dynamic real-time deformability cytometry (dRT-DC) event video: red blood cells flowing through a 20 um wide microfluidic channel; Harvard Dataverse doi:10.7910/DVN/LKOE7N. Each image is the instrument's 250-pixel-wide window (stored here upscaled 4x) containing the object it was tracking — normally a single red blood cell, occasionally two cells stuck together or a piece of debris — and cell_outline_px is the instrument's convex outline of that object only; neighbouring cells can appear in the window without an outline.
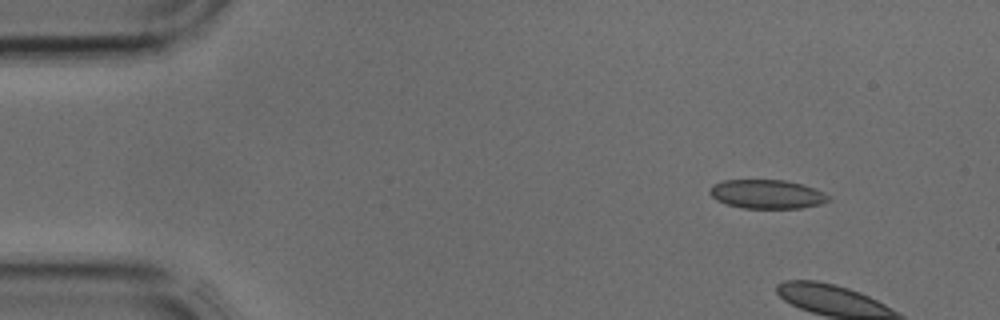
{"species": "common noctule bat (a hibernating species)", "species_latin": "Nyctalus noctula", "temperature_condition": "cold", "stored_images_in_passage": 4, "camera_frame_rate_fps": 3000, "um_per_image_px": 0.085, "animal": {"sex": "male", "body_mass_g": 17.9, "forearm_length_mm": 54.2}, "frame": {"image": 1, "passage_image": 2, "time_ms": 0.333, "image_size_px": [1000, 320], "cell_outline_px": [[832, 200], [820, 204], [800, 208], [744, 208], [728, 204], [716, 200], [708, 192], [708, 188], [712, 184], [724, 180], [784, 180], [804, 184], [824, 192], [832, 196]], "centroid_in_image_um": [65.22, 16.5], "position_along_channel_um": 19.8, "area_um2": 20.23}}